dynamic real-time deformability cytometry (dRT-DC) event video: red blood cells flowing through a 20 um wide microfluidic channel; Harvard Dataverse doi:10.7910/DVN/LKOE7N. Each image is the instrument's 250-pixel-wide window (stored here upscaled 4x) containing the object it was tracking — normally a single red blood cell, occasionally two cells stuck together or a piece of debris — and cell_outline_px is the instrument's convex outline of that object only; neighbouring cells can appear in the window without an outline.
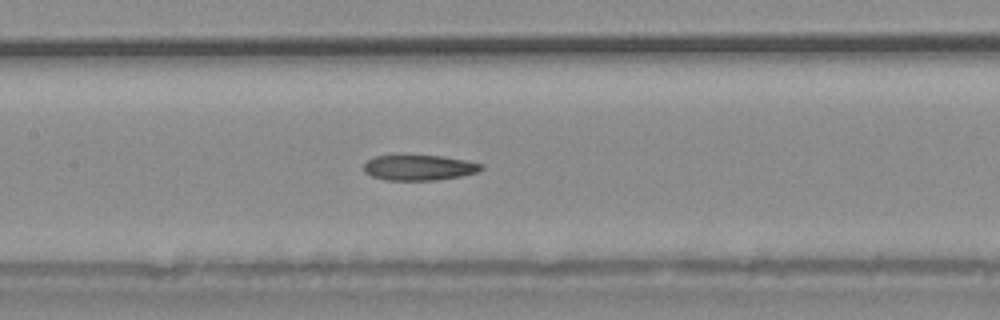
{"species": "common noctule bat (a hibernating species)", "species_latin": "Nyctalus noctula", "temperature_condition": "warm", "stored_images_in_passage": 38, "camera_frame_rate_fps": 3000, "um_per_image_px": 0.085, "animal": {"sex": "male", "body_mass_g": 20.4}, "frame": {"image": 1, "passage_image": 17, "time_ms": 5.333, "image_size_px": [1000, 320], "cell_outline_px": [[484, 168], [476, 172], [460, 176], [436, 180], [384, 180], [372, 176], [364, 172], [364, 164], [368, 160], [376, 156], [444, 156], [484, 164]], "centroid_in_image_um": [35.63, 14.25], "position_along_channel_um": 171.8, "area_um2": 17.22}}